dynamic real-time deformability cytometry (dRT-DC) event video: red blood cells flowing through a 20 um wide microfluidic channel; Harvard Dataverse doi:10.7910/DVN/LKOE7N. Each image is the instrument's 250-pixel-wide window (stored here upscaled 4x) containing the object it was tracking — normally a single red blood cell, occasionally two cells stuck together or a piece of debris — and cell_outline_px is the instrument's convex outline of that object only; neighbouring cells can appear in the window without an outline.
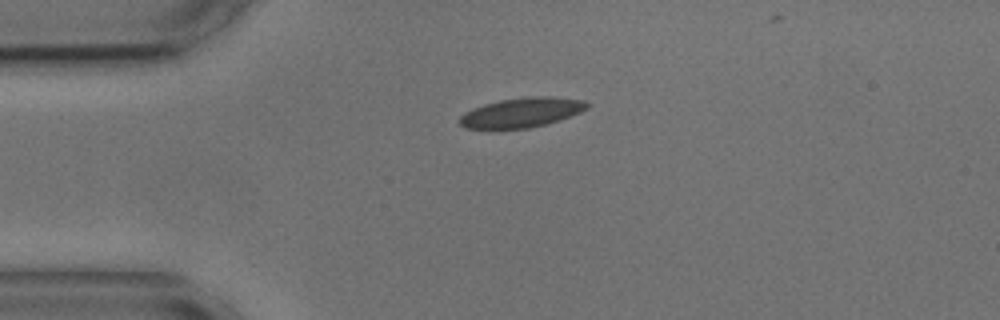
{"species": "common noctule bat (a hibernating species)", "species_latin": "Nyctalus noctula", "temperature_condition": "cold", "stored_images_in_passage": 38, "camera_frame_rate_fps": 3000, "um_per_image_px": 0.085, "animal": {"sex": "male", "body_mass_g": 17.9, "forearm_length_mm": 54.2}, "frame": {"image": 1, "passage_image": 1, "time_ms": 0.0, "image_size_px": [1000, 320], "cell_outline_px": [[592, 104], [588, 108], [580, 112], [544, 124], [528, 128], [464, 128], [456, 120], [464, 112], [472, 108], [484, 104], [500, 100], [528, 96], [548, 96], [584, 100]], "centroid_in_image_um": [44.31, 9.55], "position_along_channel_um": 40.7, "area_um2": 21.91}}
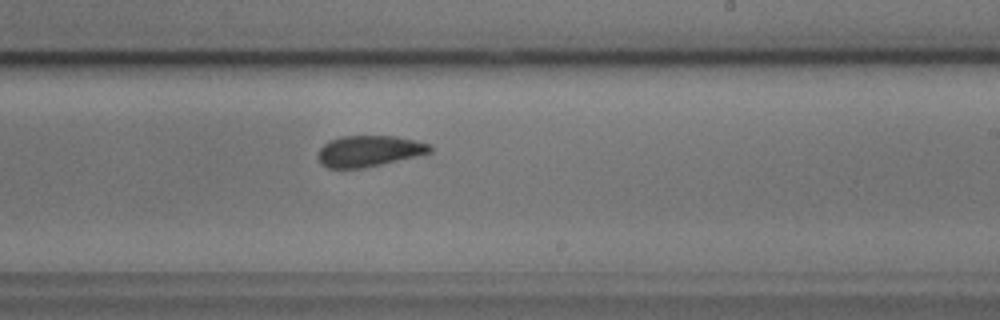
{"frame": {"image": 2, "passage_image": 21, "time_ms": 6.667, "image_size_px": [1000, 320], "cell_outline_px": [[432, 152], [416, 156], [364, 168], [328, 168], [320, 164], [316, 156], [320, 148], [328, 140], [340, 136], [396, 136], [416, 140], [432, 144]], "centroid_in_image_um": [31.35, 12.83], "position_along_channel_um": 257.7, "area_um2": 20.52}}
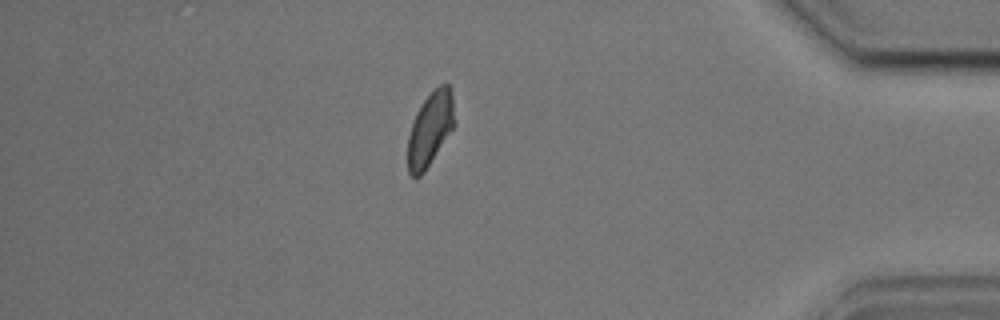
{"frame": {"image": 3, "passage_image": 36, "time_ms": 11.667, "image_size_px": [1000, 320], "cell_outline_px": [[452, 128], [424, 172], [420, 176], [412, 176], [408, 172], [408, 136], [416, 112], [424, 100], [440, 84], [448, 84], [452, 88]], "centroid_in_image_um": [36.52, 10.96], "position_along_channel_um": 398.7, "area_um2": 19.31}, "authors_computed_cell_mechanics": {"area_um2": 21.5594, "velocity_mm_per_s": 3.5775, "shape_relaxation_time_tau1_ms": 4.7856, "shape_relaxation_time_tau2_ms": 2.4076, "deformation_change_tau1": 0.1024, "deformation_change_tau2": 0.066}}